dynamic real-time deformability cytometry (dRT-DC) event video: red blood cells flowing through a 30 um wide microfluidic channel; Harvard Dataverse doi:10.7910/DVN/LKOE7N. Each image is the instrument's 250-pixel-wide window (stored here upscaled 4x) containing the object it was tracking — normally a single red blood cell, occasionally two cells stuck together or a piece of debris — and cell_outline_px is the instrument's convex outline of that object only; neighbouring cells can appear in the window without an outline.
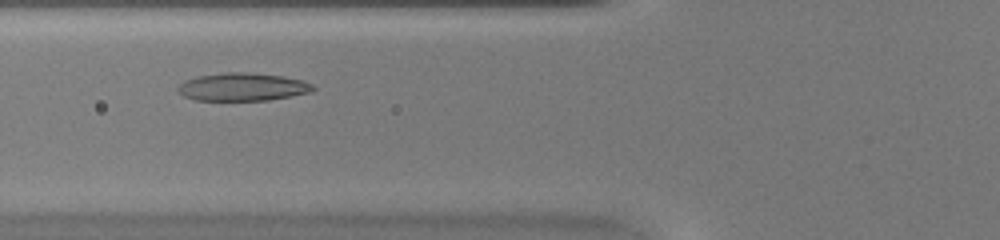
{"species": "common noctule bat (a hibernating species)", "species_latin": "Nyctalus noctula", "temperature_condition": "warm", "stored_images_in_passage": 38, "camera_frame_rate_fps": 3000, "um_per_image_px": 0.085, "animal": {"sex": "female", "body_mass_g": 20.0, "forearm_length_mm": 54.0}, "frame": {"image": 1, "passage_image": 9, "time_ms": 2.667, "image_size_px": [1000, 240], "cell_outline_px": [[316, 88], [312, 92], [292, 96], [268, 100], [196, 100], [184, 96], [176, 88], [184, 80], [196, 76], [224, 72], [244, 72], [280, 76], [304, 80], [312, 84]], "centroid_in_image_um": [20.63, 7.38], "position_along_channel_um": 105.2, "area_um2": 22.02}}
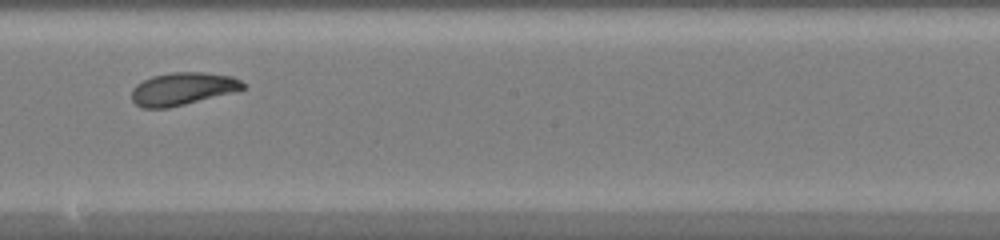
{"frame": {"image": 2, "passage_image": 18, "time_ms": 5.667, "image_size_px": [1000, 240], "cell_outline_px": [[244, 88], [240, 92], [168, 108], [144, 108], [136, 104], [132, 100], [132, 88], [136, 84], [152, 76], [172, 72], [208, 72], [232, 76], [240, 80], [244, 84]], "centroid_in_image_um": [15.58, 7.55], "position_along_channel_um": 232.6, "area_um2": 21.56}}
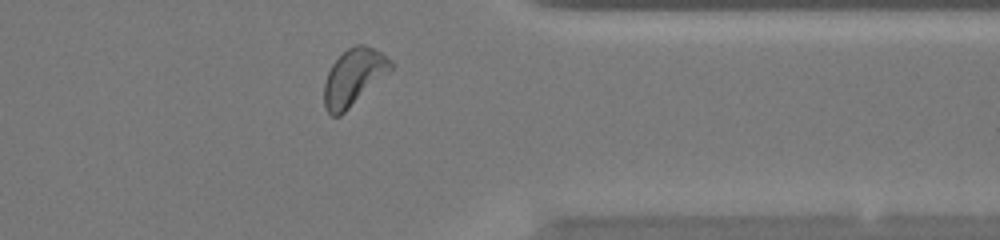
{"frame": {"image": 3, "passage_image": 29, "time_ms": 9.333, "image_size_px": [1000, 240], "cell_outline_px": [[392, 68], [340, 116], [332, 116], [328, 112], [324, 104], [324, 84], [328, 72], [332, 64], [348, 48], [356, 44], [364, 44], [380, 52], [392, 60]], "centroid_in_image_um": [30.04, 6.55], "position_along_channel_um": 381.4, "area_um2": 21.39}, "authors_computed_cell_mechanics": {"area_um2": 21.8484, "velocity_mm_per_s": 4.2563, "shape_relaxation_time_tau1_ms": 3.2336, "shape_relaxation_time_tau2_ms": 3.9551, "deformation_change_tau1": 0.1369, "deformation_change_tau2": 0.1006}}